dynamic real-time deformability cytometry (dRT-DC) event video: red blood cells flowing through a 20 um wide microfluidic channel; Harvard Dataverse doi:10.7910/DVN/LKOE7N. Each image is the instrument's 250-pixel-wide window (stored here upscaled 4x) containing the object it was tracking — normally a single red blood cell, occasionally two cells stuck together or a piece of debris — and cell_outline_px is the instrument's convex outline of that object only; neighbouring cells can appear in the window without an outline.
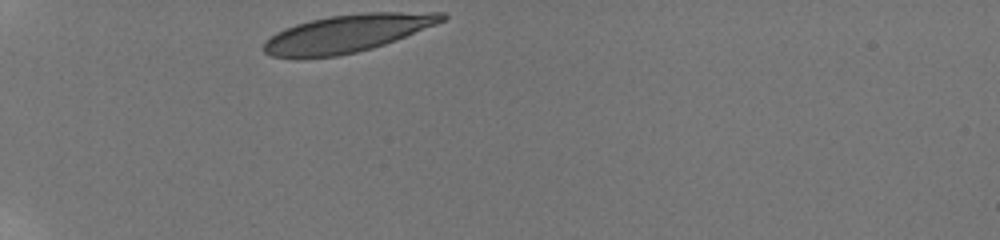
{"species": "human", "species_latin": "Homo sapiens", "temperature_condition": "room temperature", "stored_images_in_passage": 34, "camera_frame_rate_fps": 3000, "um_per_image_px": 0.085, "donor": {"sex": "male"}, "frame": {"image": 1, "passage_image": 1, "time_ms": 0.0, "image_size_px": [1000, 240], "cell_outline_px": [[448, 16], [444, 20], [436, 24], [396, 40], [372, 48], [356, 52], [336, 56], [272, 56], [264, 52], [260, 48], [276, 32], [284, 28], [296, 24], [328, 16], [364, 12], [444, 12]], "centroid_in_image_um": [29.56, 2.81], "position_along_channel_um": 55.4, "area_um2": 38.49}}
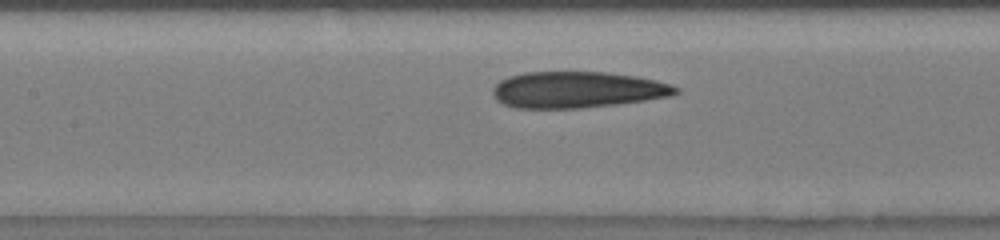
{"frame": {"image": 2, "passage_image": 12, "time_ms": 3.667, "image_size_px": [1000, 240], "cell_outline_px": [[680, 92], [672, 96], [616, 104], [580, 108], [516, 108], [504, 104], [496, 100], [492, 92], [492, 88], [500, 80], [508, 76], [524, 72], [604, 72], [636, 76], [656, 80], [672, 84], [680, 88]], "centroid_in_image_um": [49.07, 7.62], "position_along_channel_um": 158.3, "area_um2": 38.9}}
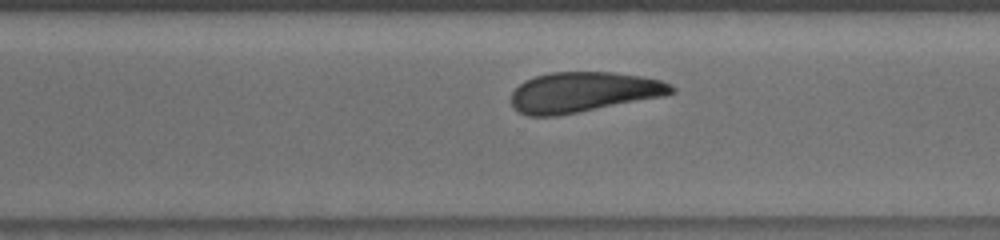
{"frame": {"image": 3, "passage_image": 25, "time_ms": 8.0, "image_size_px": [1000, 240], "cell_outline_px": [[676, 92], [664, 96], [556, 116], [528, 116], [512, 108], [512, 92], [524, 80], [536, 76], [552, 72], [612, 72], [640, 76], [660, 80], [672, 84], [676, 88]], "centroid_in_image_um": [49.59, 7.83], "position_along_channel_um": 321.0, "area_um2": 37.45}, "authors_computed_cell_mechanics": {"area_um2": 38.8127, "velocity_mm_per_s": 3.7618, "shape_relaxation_time_tau1_ms": 8.458, "shape_relaxation_time_tau2_ms": 3.7098, "deformation_change_tau1": 0.175, "deformation_change_tau2": 0.0914}}